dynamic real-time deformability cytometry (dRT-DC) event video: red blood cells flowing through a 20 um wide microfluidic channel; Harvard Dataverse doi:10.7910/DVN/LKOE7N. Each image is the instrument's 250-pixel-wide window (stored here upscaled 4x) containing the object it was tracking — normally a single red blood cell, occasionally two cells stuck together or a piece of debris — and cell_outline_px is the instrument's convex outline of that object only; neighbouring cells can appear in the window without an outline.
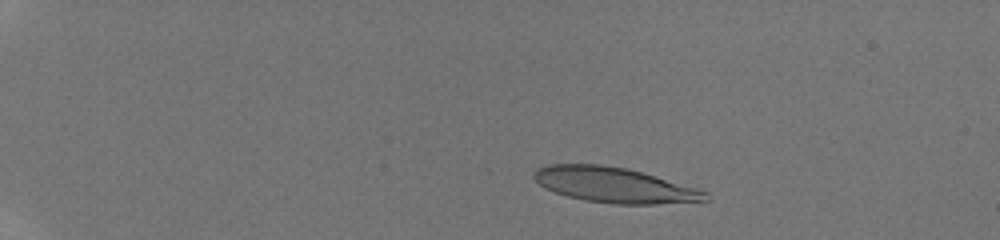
{"species": "human", "species_latin": "Homo sapiens", "temperature_condition": "room temperature", "stored_images_in_passage": 14, "camera_frame_rate_fps": 3000, "um_per_image_px": 0.085, "donor": {"sex": "male"}, "frame": {"image": 1, "passage_image": 6, "time_ms": 2.333, "image_size_px": [1000, 240], "cell_outline_px": [[712, 200], [656, 204], [612, 204], [584, 200], [568, 196], [544, 188], [532, 176], [532, 172], [536, 168], [548, 164], [600, 164], [628, 168], [696, 188], [708, 192]], "centroid_in_image_um": [52.21, 15.72], "position_along_channel_um": 32.8, "area_um2": 35.32}}
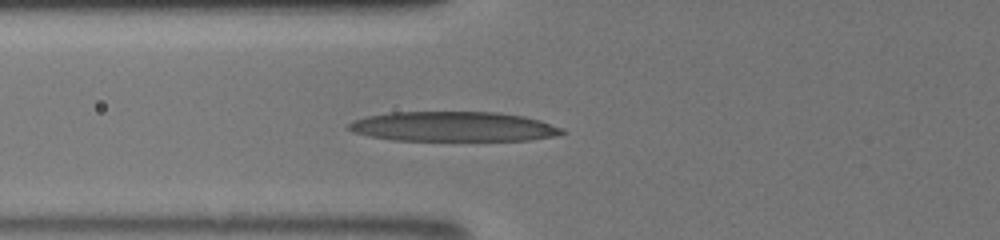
{"frame": {"image": 2, "passage_image": 11, "time_ms": 6.333, "image_size_px": [1000, 240], "cell_outline_px": [[568, 132], [556, 136], [528, 140], [392, 140], [352, 132], [348, 128], [348, 124], [352, 120], [368, 116], [388, 112], [500, 112], [524, 116], [540, 120], [564, 128]], "centroid_in_image_um": [38.58, 10.75], "position_along_channel_um": 87.2, "area_um2": 37.22}}
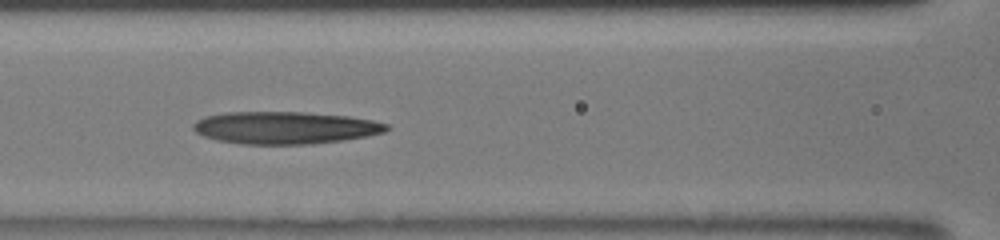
{"frame": {"image": 3, "passage_image": 13, "time_ms": 7.667, "image_size_px": [1000, 240], "cell_outline_px": [[392, 128], [384, 132], [368, 136], [344, 140], [312, 144], [240, 144], [216, 140], [204, 136], [196, 132], [192, 128], [192, 124], [196, 120], [204, 116], [224, 112], [304, 112], [348, 116], [372, 120], [388, 124]], "centroid_in_image_um": [24.22, 10.85], "position_along_channel_um": 142.4, "area_um2": 36.76}}